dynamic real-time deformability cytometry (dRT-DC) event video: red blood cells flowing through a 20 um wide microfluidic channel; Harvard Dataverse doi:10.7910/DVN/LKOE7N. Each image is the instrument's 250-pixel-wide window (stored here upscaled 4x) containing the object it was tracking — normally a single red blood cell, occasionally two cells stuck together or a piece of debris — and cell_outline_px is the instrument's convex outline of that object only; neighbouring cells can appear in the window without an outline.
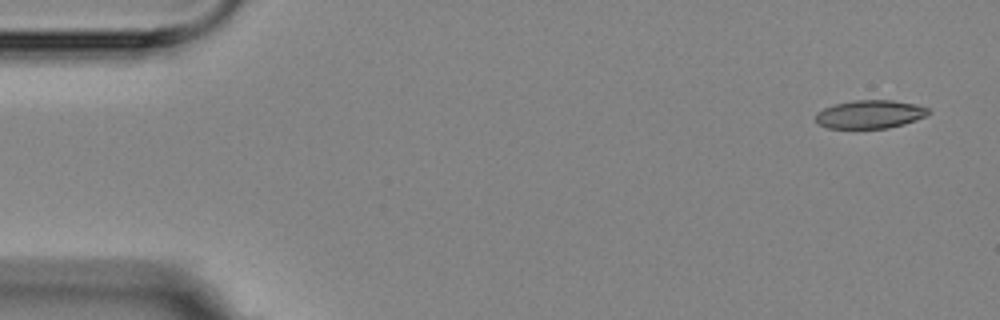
{"species": "Egyptian fruit bat (a non-hibernating species)", "species_latin": "Rousettus aegyptiacus", "temperature_condition": "room temperature", "stored_images_in_passage": 4, "camera_frame_rate_fps": 3000, "um_per_image_px": 0.085, "animal": {"sex": "female"}, "frame": {"image": 1, "passage_image": 1, "time_ms": 0.0, "image_size_px": [1000, 320], "cell_outline_px": [[932, 112], [928, 116], [904, 124], [888, 128], [828, 128], [816, 124], [816, 112], [824, 108], [836, 104], [852, 100], [892, 100], [916, 104], [928, 108]], "centroid_in_image_um": [73.97, 9.71], "position_along_channel_um": 11.0, "area_um2": 18.79}}
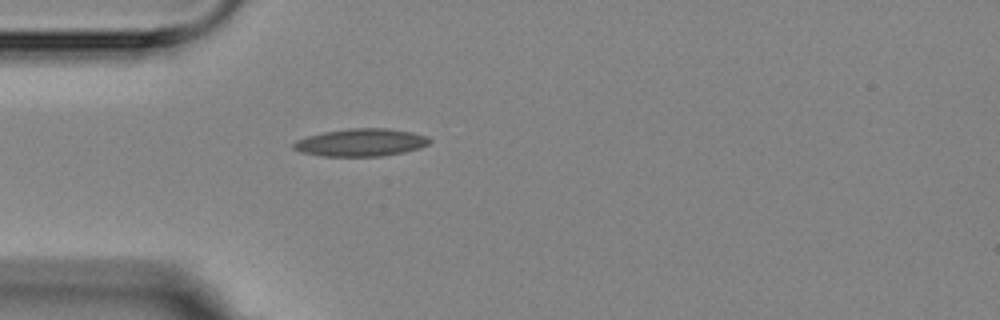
{"frame": {"image": 2, "passage_image": 4, "time_ms": 4.333, "image_size_px": [1000, 320], "cell_outline_px": [[432, 140], [428, 144], [420, 148], [404, 152], [380, 156], [320, 156], [300, 152], [292, 148], [292, 144], [296, 140], [308, 136], [324, 132], [348, 128], [388, 128], [412, 132], [428, 136]], "centroid_in_image_um": [30.68, 12.11], "position_along_channel_um": 54.3, "area_um2": 22.02}}